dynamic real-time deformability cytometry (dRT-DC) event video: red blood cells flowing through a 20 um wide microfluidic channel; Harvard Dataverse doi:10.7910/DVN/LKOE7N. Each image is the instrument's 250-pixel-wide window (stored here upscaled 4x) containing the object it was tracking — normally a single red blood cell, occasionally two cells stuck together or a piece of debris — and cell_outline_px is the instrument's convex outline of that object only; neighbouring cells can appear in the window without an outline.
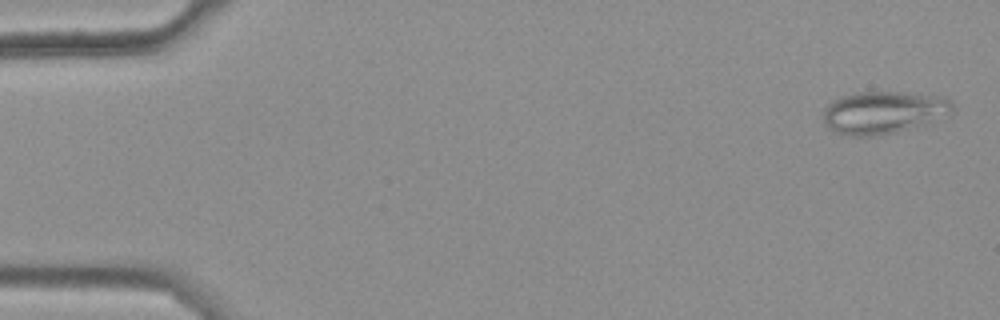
{"species": "common noctule bat (a hibernating species)", "species_latin": "Nyctalus noctula", "temperature_condition": "warm", "stored_images_in_passage": 49, "camera_frame_rate_fps": 3000, "um_per_image_px": 0.085, "animal": {"sex": "female", "body_mass_g": 25.1}, "frame": {"image": 1, "passage_image": 2, "time_ms": 0.333, "image_size_px": [1000, 320], "cell_outline_px": [[956, 112], [952, 116], [896, 132], [880, 136], [848, 136], [836, 132], [828, 128], [824, 120], [824, 112], [828, 104], [832, 100], [840, 96], [856, 92], [904, 92], [936, 96], [952, 100], [956, 108]], "centroid_in_image_um": [75.17, 9.56], "position_along_channel_um": 9.8, "area_um2": 32.54}}
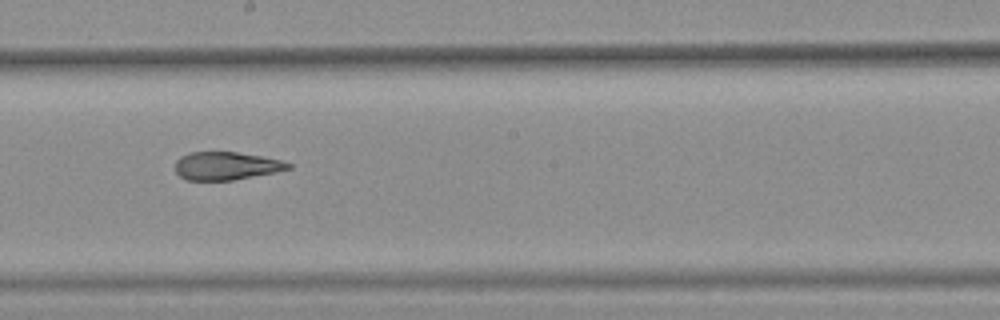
{"frame": {"image": 2, "passage_image": 31, "time_ms": 10.0, "image_size_px": [1000, 320], "cell_outline_px": [[292, 168], [276, 172], [232, 180], [184, 180], [176, 172], [176, 160], [180, 156], [188, 152], [236, 152], [260, 156], [280, 160], [292, 164]], "centroid_in_image_um": [19.21, 14.1], "position_along_channel_um": 229.0, "area_um2": 18.44}}
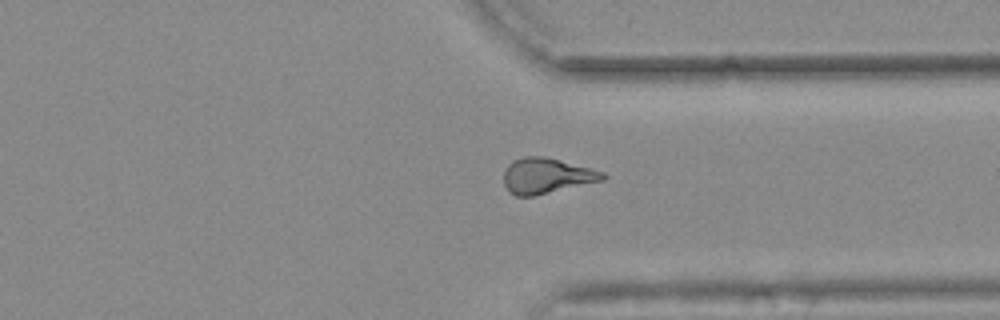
{"frame": {"image": 3, "passage_image": 42, "time_ms": 13.667, "image_size_px": [1000, 320], "cell_outline_px": [[608, 176], [604, 180], [532, 196], [516, 196], [508, 192], [504, 184], [504, 172], [508, 164], [512, 160], [524, 156], [544, 156], [560, 160], [604, 172]], "centroid_in_image_um": [46.43, 14.94], "position_along_channel_um": 365.0, "area_um2": 20.4}, "authors_computed_cell_mechanics": {"area_um2": 20.4034, "velocity_mm_per_s": 3.7015, "shape_relaxation_time_tau1_ms": null, "shape_relaxation_time_tau2_ms": 2.0512, "deformation_change_tau1": null, "deformation_change_tau2": 0.0971}}